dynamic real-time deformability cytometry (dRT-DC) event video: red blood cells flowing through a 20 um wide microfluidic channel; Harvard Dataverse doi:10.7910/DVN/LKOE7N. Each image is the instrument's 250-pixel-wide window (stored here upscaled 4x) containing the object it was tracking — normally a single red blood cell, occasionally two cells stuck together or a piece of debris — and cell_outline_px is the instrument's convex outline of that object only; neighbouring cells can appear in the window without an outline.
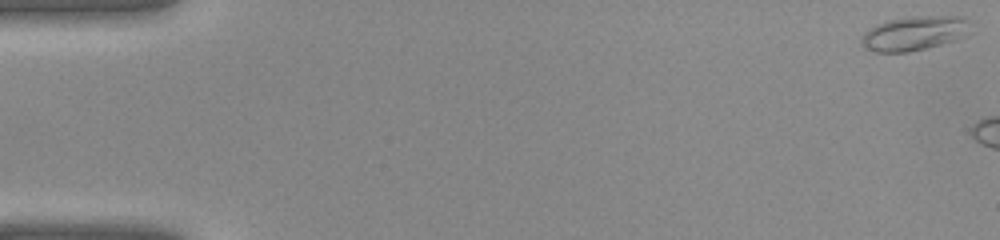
{"species": "common noctule bat (a hibernating species)", "species_latin": "Nyctalus noctula", "temperature_condition": "warm", "stored_images_in_passage": 8, "camera_frame_rate_fps": 3000, "um_per_image_px": 0.085, "animal": {"sex": "female", "body_mass_g": 22.0, "forearm_length_mm": 56.7}, "frame": {"image": 1, "passage_image": 1, "time_ms": 0.0, "image_size_px": [1000, 240], "cell_outline_px": [[968, 36], [956, 40], [908, 52], [872, 52], [864, 48], [860, 44], [860, 40], [864, 32], [868, 28], [876, 24], [888, 20], [912, 16], [964, 16]], "centroid_in_image_um": [77.63, 2.84], "position_along_channel_um": 7.4, "area_um2": 21.79}}